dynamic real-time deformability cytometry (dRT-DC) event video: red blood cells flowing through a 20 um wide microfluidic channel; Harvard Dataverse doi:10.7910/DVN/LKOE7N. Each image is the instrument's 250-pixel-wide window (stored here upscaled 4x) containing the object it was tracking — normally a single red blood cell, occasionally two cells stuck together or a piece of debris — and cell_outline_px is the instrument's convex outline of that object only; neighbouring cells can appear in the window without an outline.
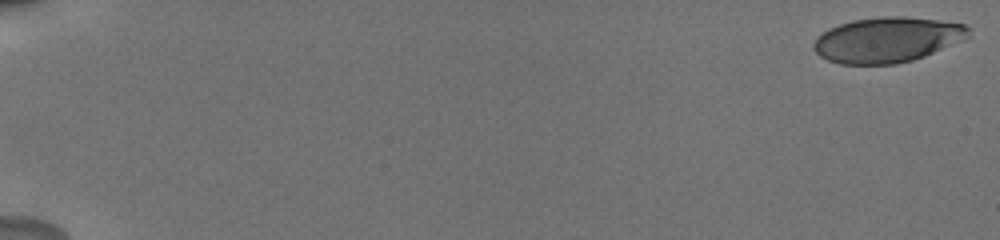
{"species": "human", "species_latin": "Homo sapiens", "temperature_condition": "cold", "stored_images_in_passage": 18, "camera_frame_rate_fps": 3000, "um_per_image_px": 0.085, "donor": {"sex": "male"}, "frame": {"image": 1, "passage_image": 1, "time_ms": 0.0, "image_size_px": [1000, 240], "cell_outline_px": [[968, 36], [960, 40], [924, 56], [912, 60], [896, 64], [840, 64], [828, 60], [820, 56], [812, 48], [812, 44], [828, 28], [852, 20], [880, 16], [904, 16], [936, 20], [964, 24], [968, 28]], "centroid_in_image_um": [75.36, 3.38], "position_along_channel_um": 9.6, "area_um2": 40.4}}
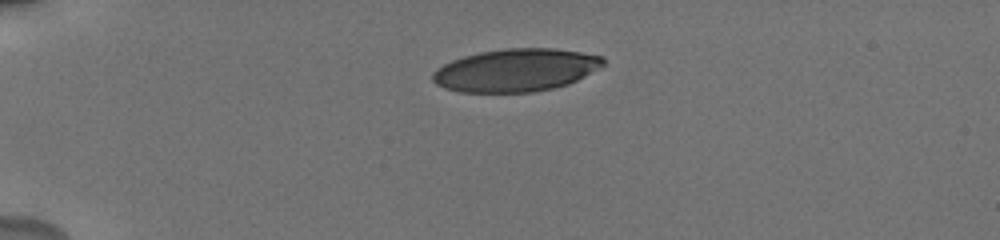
{"frame": {"image": 2, "passage_image": 11, "time_ms": 4.667, "image_size_px": [1000, 240], "cell_outline_px": [[604, 64], [584, 76], [568, 84], [552, 88], [532, 92], [460, 92], [444, 88], [436, 84], [432, 80], [432, 72], [436, 68], [452, 60], [464, 56], [480, 52], [508, 48], [552, 48], [580, 52], [604, 56]], "centroid_in_image_um": [43.81, 5.96], "position_along_channel_um": 41.2, "area_um2": 42.37}}
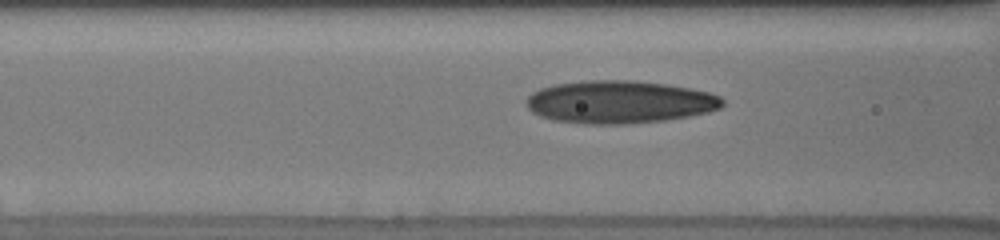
{"frame": {"image": 3, "passage_image": 16, "time_ms": 8.0, "image_size_px": [1000, 240], "cell_outline_px": [[724, 104], [720, 108], [708, 112], [688, 116], [664, 120], [628, 124], [584, 124], [552, 120], [540, 116], [532, 112], [528, 108], [528, 96], [532, 92], [540, 88], [556, 84], [588, 80], [632, 80], [664, 84], [688, 88], [708, 92], [720, 96], [724, 100]], "centroid_in_image_um": [52.65, 8.67], "position_along_channel_um": 114.0, "area_um2": 48.78}}